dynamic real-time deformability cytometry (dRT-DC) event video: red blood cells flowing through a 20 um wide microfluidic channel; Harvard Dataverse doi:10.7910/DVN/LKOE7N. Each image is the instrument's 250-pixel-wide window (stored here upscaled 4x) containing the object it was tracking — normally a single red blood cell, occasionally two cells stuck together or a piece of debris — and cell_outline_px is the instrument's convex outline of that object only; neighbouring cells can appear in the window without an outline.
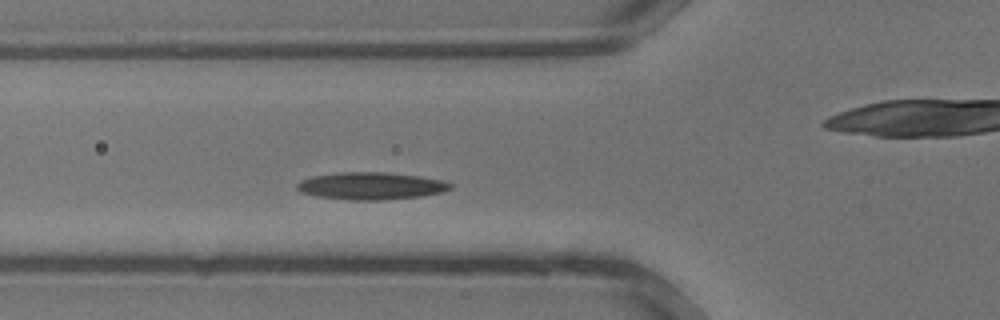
{"species": "common noctule bat (a hibernating species)", "species_latin": "Nyctalus noctula", "temperature_condition": "warm", "stored_images_in_passage": 32, "camera_frame_rate_fps": 3000, "um_per_image_px": 0.085, "animal": {"sex": "male", "body_mass_g": 13.3}, "frame": {"image": 1, "passage_image": 9, "time_ms": 2.667, "image_size_px": [1000, 320], "cell_outline_px": [[452, 188], [440, 192], [420, 196], [380, 200], [352, 200], [316, 196], [300, 192], [296, 188], [296, 184], [300, 180], [312, 176], [340, 172], [384, 172], [420, 176], [440, 180], [452, 184]], "centroid_in_image_um": [31.48, 15.8], "position_along_channel_um": 94.3, "area_um2": 24.28}}
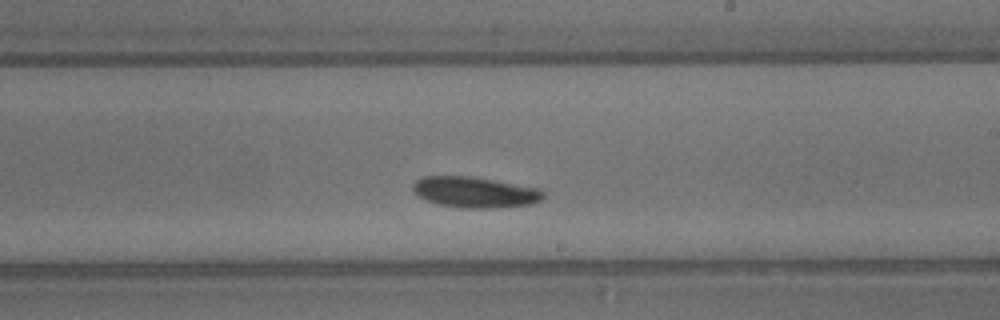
{"frame": {"image": 2, "passage_image": 17, "time_ms": 5.333, "image_size_px": [1000, 320], "cell_outline_px": [[544, 196], [540, 200], [532, 204], [496, 208], [464, 208], [440, 204], [428, 200], [412, 192], [412, 184], [416, 180], [424, 176], [472, 176], [540, 188], [544, 192]], "centroid_in_image_um": [40.38, 16.33], "position_along_channel_um": 248.6, "area_um2": 23.47}}
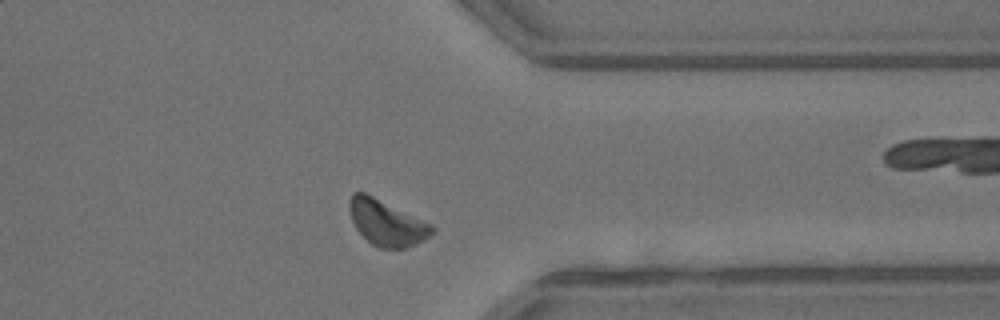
{"frame": {"image": 3, "passage_image": 24, "time_ms": 7.667, "image_size_px": [1000, 320], "cell_outline_px": [[436, 228], [424, 240], [416, 244], [404, 248], [380, 248], [372, 244], [356, 228], [352, 220], [348, 208], [348, 204], [352, 192], [364, 192], [432, 224]], "centroid_in_image_um": [32.85, 18.93], "position_along_channel_um": 378.5, "area_um2": 21.68}}